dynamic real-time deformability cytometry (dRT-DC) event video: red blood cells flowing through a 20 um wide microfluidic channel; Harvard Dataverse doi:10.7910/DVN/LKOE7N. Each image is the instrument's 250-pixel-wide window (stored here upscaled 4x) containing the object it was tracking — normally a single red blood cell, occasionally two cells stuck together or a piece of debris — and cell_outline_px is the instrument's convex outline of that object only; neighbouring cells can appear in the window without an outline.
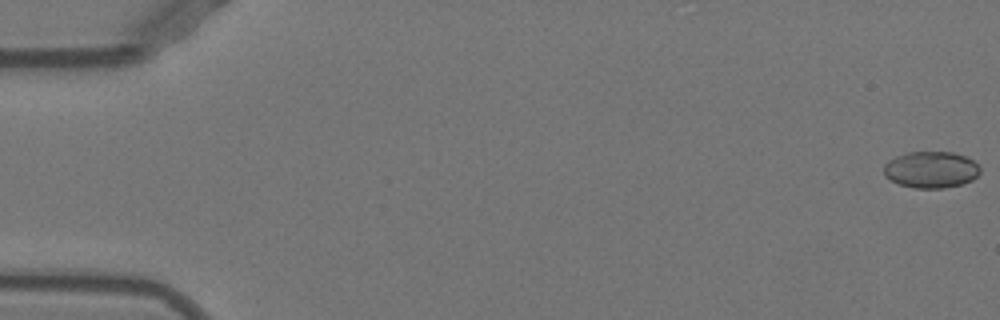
{"species": "Egyptian fruit bat (a non-hibernating species)", "species_latin": "Rousettus aegyptiacus", "temperature_condition": "warm", "stored_images_in_passage": 52, "camera_frame_rate_fps": 3000, "um_per_image_px": 0.085, "animal": {"sex": "female"}, "frame": {"image": 1, "passage_image": 1, "time_ms": 0.0, "image_size_px": [1000, 320], "cell_outline_px": [[980, 172], [972, 180], [960, 184], [944, 188], [912, 188], [900, 184], [884, 176], [884, 164], [888, 160], [896, 156], [908, 152], [952, 152], [964, 156], [972, 160], [980, 168]], "centroid_in_image_um": [79.11, 14.42], "position_along_channel_um": 5.9, "area_um2": 20.4}}
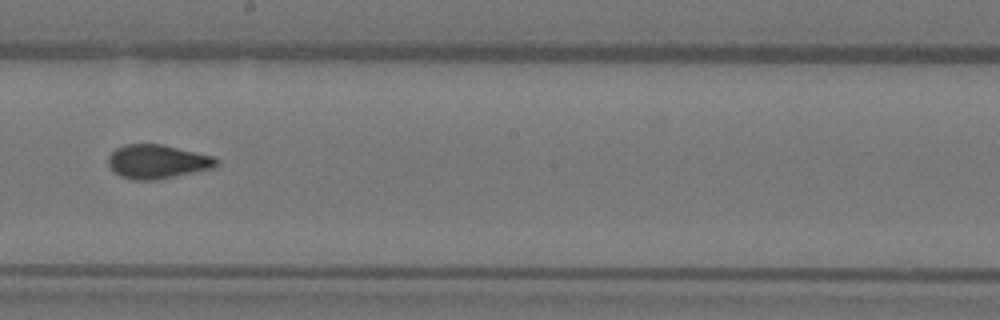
{"frame": {"image": 2, "passage_image": 30, "time_ms": 9.667, "image_size_px": [1000, 320], "cell_outline_px": [[216, 164], [212, 168], [156, 180], [132, 180], [120, 176], [108, 164], [108, 156], [116, 148], [124, 144], [164, 144], [216, 156]], "centroid_in_image_um": [13.36, 13.72], "position_along_channel_um": 234.8, "area_um2": 21.39}}
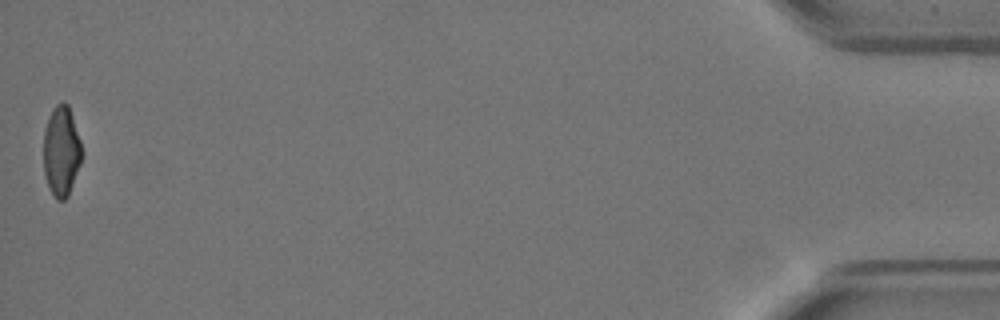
{"frame": {"image": 3, "passage_image": 52, "time_ms": 17.0, "image_size_px": [1000, 320], "cell_outline_px": [[80, 164], [68, 196], [64, 200], [56, 200], [44, 176], [44, 128], [52, 108], [56, 104], [64, 100], [68, 104], [80, 140]], "centroid_in_image_um": [5.19, 12.82], "position_along_channel_um": 430.0, "area_um2": 19.88}, "authors_computed_cell_mechanics": {"area_um2": 20.6346, "velocity_mm_per_s": 3.9613, "shape_relaxation_time_tau1_ms": 8.1216, "shape_relaxation_time_tau2_ms": 1.1536, "deformation_change_tau1": 0.1859, "deformation_change_tau2": 0.0804}}